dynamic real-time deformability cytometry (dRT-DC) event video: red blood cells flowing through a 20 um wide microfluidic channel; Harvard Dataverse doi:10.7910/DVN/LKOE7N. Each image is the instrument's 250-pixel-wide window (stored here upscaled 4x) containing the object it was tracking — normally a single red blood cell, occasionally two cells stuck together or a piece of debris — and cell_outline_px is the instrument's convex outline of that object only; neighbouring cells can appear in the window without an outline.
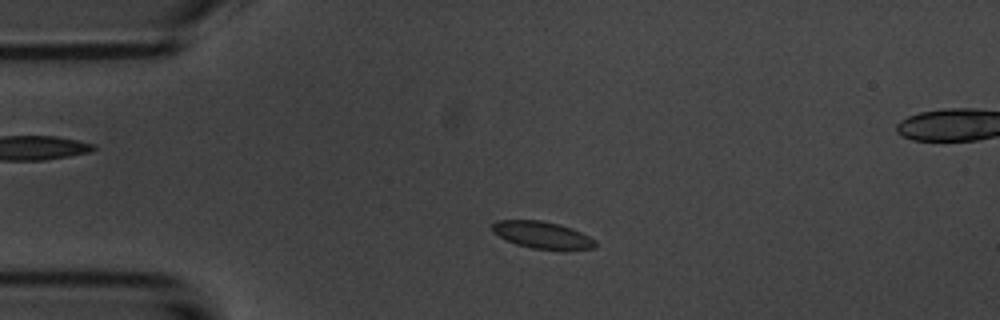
{"species": "common noctule bat (a hibernating species)", "species_latin": "Nyctalus noctula", "temperature_condition": "room temperature", "stored_images_in_passage": 4, "segment_of_instrument_passage": [1, 2], "camera_frame_rate_fps": 3000, "um_per_image_px": 0.085, "animal": {"sex": "male", "body_mass_g": 20.1, "forearm_length_mm": 53.5}, "frame": {"image": 1, "passage_image": 3, "time_ms": 2.333, "image_size_px": [1000, 320], "cell_outline_px": [[596, 248], [532, 248], [516, 244], [492, 232], [488, 228], [496, 220], [540, 220], [560, 224], [572, 228], [596, 240]], "centroid_in_image_um": [46.02, 19.93], "position_along_channel_um": 39.0, "area_um2": 15.9}}